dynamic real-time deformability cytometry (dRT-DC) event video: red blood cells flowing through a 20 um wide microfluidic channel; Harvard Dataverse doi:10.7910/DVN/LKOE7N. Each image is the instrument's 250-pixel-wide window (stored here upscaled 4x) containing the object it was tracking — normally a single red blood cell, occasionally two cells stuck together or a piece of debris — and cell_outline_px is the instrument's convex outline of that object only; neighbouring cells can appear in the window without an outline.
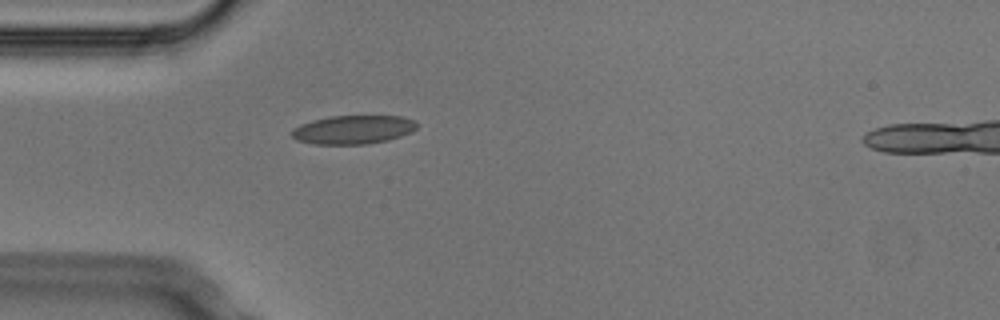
{"species": "Egyptian fruit bat (a non-hibernating species)", "species_latin": "Rousettus aegyptiacus", "temperature_condition": "cold", "stored_images_in_passage": 2, "camera_frame_rate_fps": 3000, "um_per_image_px": 0.085, "animal": {"sex": "male"}, "frame": {"image": 1, "passage_image": 1, "time_ms": 0.0, "image_size_px": [1000, 320], "cell_outline_px": [[416, 128], [412, 132], [388, 140], [368, 144], [312, 144], [296, 140], [292, 136], [292, 128], [300, 124], [312, 120], [328, 116], [400, 116], [416, 120]], "centroid_in_image_um": [30.0, 11.02], "position_along_channel_um": 55.0, "area_um2": 21.04}}